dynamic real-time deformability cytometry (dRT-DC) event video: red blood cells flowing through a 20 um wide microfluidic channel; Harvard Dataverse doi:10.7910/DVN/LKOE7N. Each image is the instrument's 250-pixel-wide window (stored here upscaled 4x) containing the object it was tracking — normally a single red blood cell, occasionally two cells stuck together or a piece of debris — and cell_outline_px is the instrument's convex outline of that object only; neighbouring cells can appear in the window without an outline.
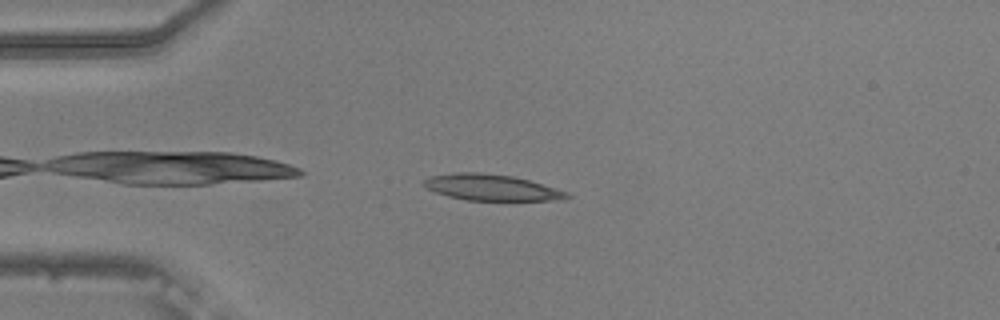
{"species": "common noctule bat (a hibernating species)", "species_latin": "Nyctalus noctula", "temperature_condition": "warm", "stored_images_in_passage": 43, "camera_frame_rate_fps": 3000, "um_per_image_px": 0.085, "animal": {"sex": "male", "body_mass_g": 20.5, "forearm_length_mm": 52.5}, "frame": {"image": 1, "passage_image": 3, "time_ms": 0.667, "image_size_px": [1000, 320], "cell_outline_px": [[572, 196], [564, 200], [468, 200], [448, 196], [436, 192], [428, 188], [424, 184], [424, 180], [432, 176], [456, 172], [480, 172], [512, 176], [528, 180], [568, 192]], "centroid_in_image_um": [41.81, 15.93], "position_along_channel_um": 43.2, "area_um2": 21.5}}
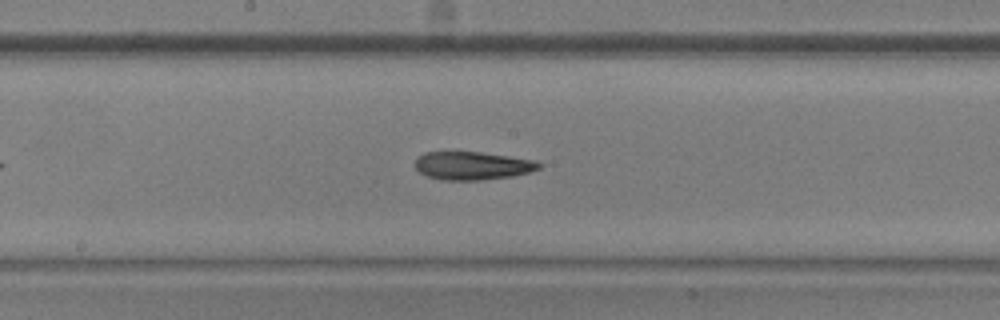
{"frame": {"image": 2, "passage_image": 18, "time_ms": 5.667, "image_size_px": [1000, 320], "cell_outline_px": [[544, 164], [540, 168], [528, 172], [512, 176], [484, 180], [440, 180], [428, 176], [420, 172], [416, 168], [416, 160], [424, 152], [480, 152], [536, 160]], "centroid_in_image_um": [40.19, 14.09], "position_along_channel_um": 208.0, "area_um2": 20.29}}
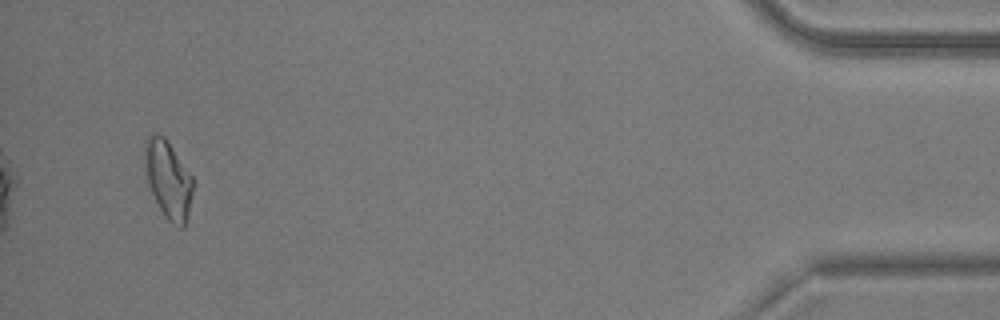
{"frame": {"image": 3, "passage_image": 41, "time_ms": 13.333, "image_size_px": [1000, 320], "cell_outline_px": [[196, 184], [184, 228], [180, 228], [172, 224], [168, 220], [160, 208], [152, 192], [148, 180], [144, 156], [144, 140], [152, 132], [156, 132], [164, 136], [192, 176]], "centroid_in_image_um": [14.32, 15.24], "position_along_channel_um": 420.9, "area_um2": 21.91}, "authors_computed_cell_mechanics": {"area_um2": 20.8658, "velocity_mm_per_s": 3.7514, "shape_relaxation_time_tau1_ms": 4.7691, "shape_relaxation_time_tau2_ms": 3.8268, "deformation_change_tau1": 0.1627, "deformation_change_tau2": 0.1215}}